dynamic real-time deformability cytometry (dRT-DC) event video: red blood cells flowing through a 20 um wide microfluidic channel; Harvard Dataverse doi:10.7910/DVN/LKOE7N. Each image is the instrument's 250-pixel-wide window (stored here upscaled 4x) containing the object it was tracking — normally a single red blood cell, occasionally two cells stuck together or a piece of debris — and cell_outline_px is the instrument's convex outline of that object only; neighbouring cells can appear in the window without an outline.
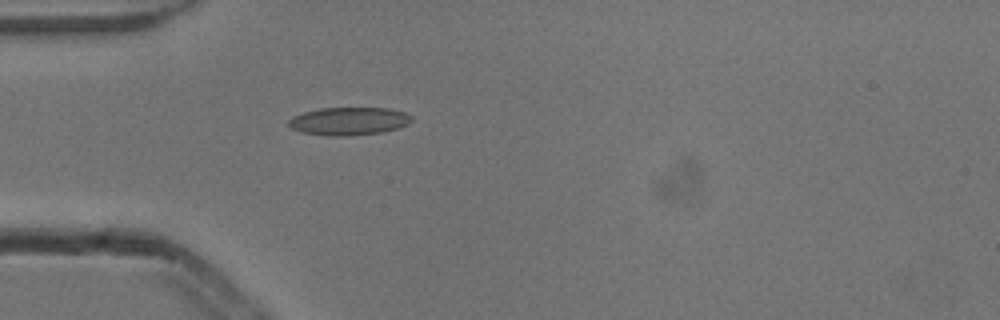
{"species": "common noctule bat (a hibernating species)", "species_latin": "Nyctalus noctula", "temperature_condition": "cold", "stored_images_in_passage": 4, "camera_frame_rate_fps": 3000, "um_per_image_px": 0.085, "animal": {"sex": "male", "body_mass_g": 13.3}, "frame": {"image": 1, "passage_image": 4, "time_ms": 1.0, "image_size_px": [1000, 320], "cell_outline_px": [[412, 120], [408, 124], [400, 128], [380, 132], [348, 136], [328, 136], [304, 132], [292, 128], [288, 124], [288, 120], [292, 116], [304, 112], [320, 108], [388, 108], [404, 112], [412, 116]], "centroid_in_image_um": [29.67, 10.29], "position_along_channel_um": 55.3, "area_um2": 20.0}}